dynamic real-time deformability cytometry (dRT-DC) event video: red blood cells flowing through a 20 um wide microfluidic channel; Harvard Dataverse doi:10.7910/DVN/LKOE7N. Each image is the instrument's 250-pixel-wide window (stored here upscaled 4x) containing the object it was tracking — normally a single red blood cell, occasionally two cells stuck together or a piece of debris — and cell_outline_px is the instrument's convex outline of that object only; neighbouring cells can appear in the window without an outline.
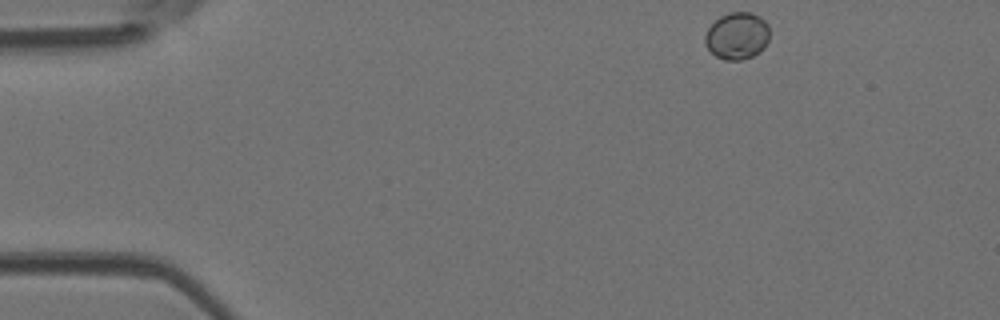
{"species": "Egyptian fruit bat (a non-hibernating species)", "species_latin": "Rousettus aegyptiacus", "temperature_condition": "room temperature", "stored_images_in_passage": 44, "camera_frame_rate_fps": 3000, "um_per_image_px": 0.085, "animal": {"sex": "female"}, "frame": {"image": 1, "passage_image": 1, "time_ms": 0.0, "image_size_px": [1000, 320], "cell_outline_px": [[768, 40], [764, 48], [760, 52], [752, 56], [740, 60], [724, 60], [716, 56], [704, 44], [704, 36], [708, 28], [720, 16], [728, 12], [752, 12], [760, 16], [768, 24]], "centroid_in_image_um": [62.65, 3.04], "position_along_channel_um": 22.4, "area_um2": 17.8}}
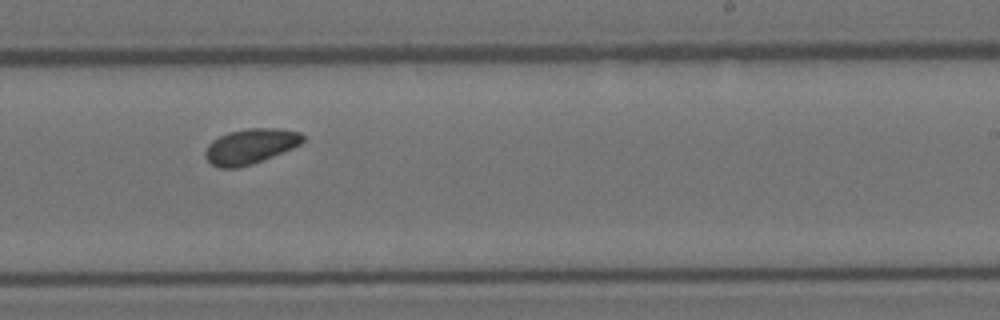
{"frame": {"image": 2, "passage_image": 25, "time_ms": 8.0, "image_size_px": [1000, 320], "cell_outline_px": [[304, 140], [300, 144], [292, 148], [252, 164], [236, 168], [220, 168], [212, 164], [204, 156], [204, 152], [208, 144], [212, 140], [228, 132], [248, 128], [276, 128], [300, 132], [304, 136]], "centroid_in_image_um": [21.26, 12.43], "position_along_channel_um": 267.7, "area_um2": 19.88}}
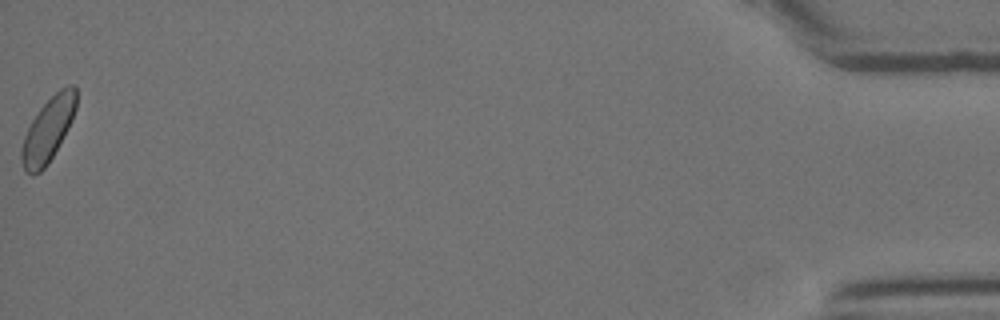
{"frame": {"image": 3, "passage_image": 44, "time_ms": 14.333, "image_size_px": [1000, 320], "cell_outline_px": [[76, 108], [72, 120], [68, 128], [48, 164], [40, 172], [32, 176], [24, 172], [20, 160], [20, 148], [24, 136], [32, 120], [40, 108], [60, 88], [68, 84], [76, 84]], "centroid_in_image_um": [4.07, 11.05], "position_along_channel_um": 431.1, "area_um2": 20.52}}